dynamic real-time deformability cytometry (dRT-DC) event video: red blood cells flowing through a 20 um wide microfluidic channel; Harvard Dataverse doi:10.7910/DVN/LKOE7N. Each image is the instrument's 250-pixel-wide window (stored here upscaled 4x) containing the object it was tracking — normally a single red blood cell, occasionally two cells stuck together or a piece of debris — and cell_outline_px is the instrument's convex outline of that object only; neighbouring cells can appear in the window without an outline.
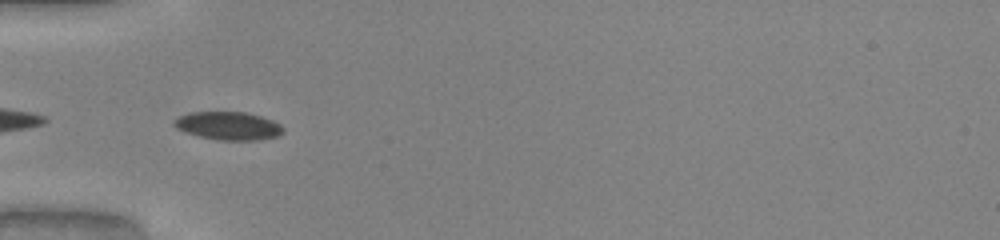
{"species": "common noctule bat (a hibernating species)", "species_latin": "Nyctalus noctula", "temperature_condition": "warm", "stored_images_in_passage": 21, "camera_frame_rate_fps": 3000, "um_per_image_px": 0.085, "animal": {"sex": "male", "body_mass_g": 20.0, "forearm_length_mm": 53.3}, "frame": {"image": 1, "passage_image": 1, "time_ms": 0.0, "image_size_px": [1000, 240], "cell_outline_px": [[284, 132], [280, 136], [256, 140], [220, 140], [200, 136], [184, 132], [176, 128], [172, 124], [172, 120], [188, 112], [244, 112], [260, 116], [272, 120], [280, 124], [284, 128]], "centroid_in_image_um": [19.4, 10.69], "position_along_channel_um": 65.6, "area_um2": 17.98}}
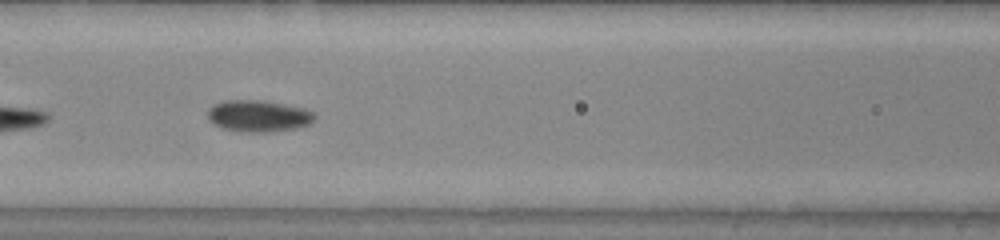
{"frame": {"image": 2, "passage_image": 7, "time_ms": 2.0, "image_size_px": [1000, 240], "cell_outline_px": [[316, 116], [308, 124], [296, 128], [264, 132], [252, 132], [224, 128], [208, 120], [208, 108], [212, 104], [224, 100], [264, 100], [304, 108], [312, 112]], "centroid_in_image_um": [21.94, 9.83], "position_along_channel_um": 144.7, "area_um2": 19.48}}
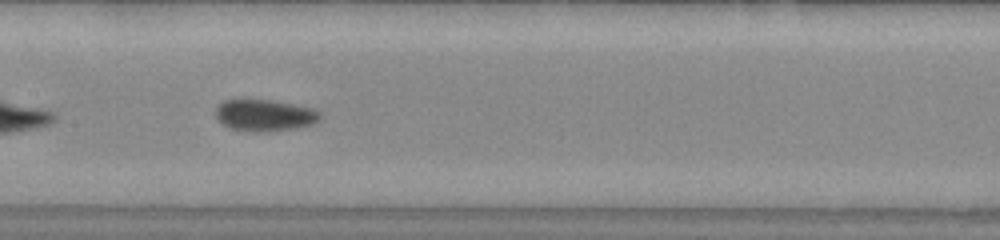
{"frame": {"image": 3, "passage_image": 10, "time_ms": 3.0, "image_size_px": [1000, 240], "cell_outline_px": [[320, 120], [312, 124], [292, 128], [264, 132], [252, 132], [228, 128], [216, 116], [216, 108], [224, 100], [272, 100], [312, 108], [320, 112]], "centroid_in_image_um": [22.49, 9.8], "position_along_channel_um": 184.9, "area_um2": 19.02}}